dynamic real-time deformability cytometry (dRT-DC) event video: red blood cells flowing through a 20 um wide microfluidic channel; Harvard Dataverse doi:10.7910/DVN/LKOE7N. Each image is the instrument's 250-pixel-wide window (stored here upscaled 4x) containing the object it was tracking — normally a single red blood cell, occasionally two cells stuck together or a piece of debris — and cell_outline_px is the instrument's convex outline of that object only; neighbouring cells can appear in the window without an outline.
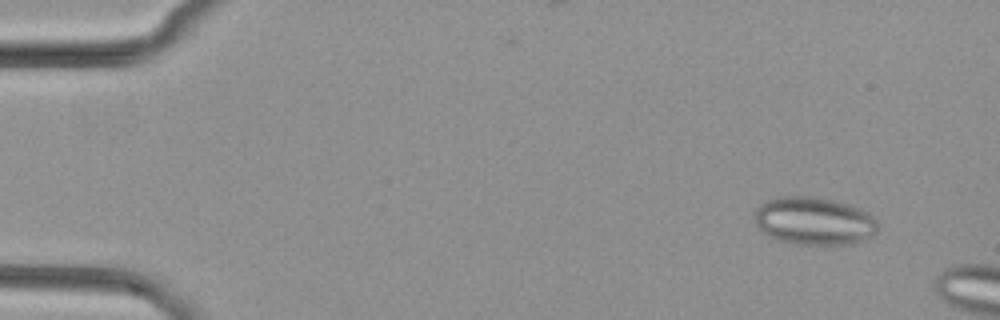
{"species": "common noctule bat (a hibernating species)", "species_latin": "Nyctalus noctula", "temperature_condition": "cold", "stored_images_in_passage": 15, "camera_frame_rate_fps": 3000, "um_per_image_px": 0.085, "animal": {"sex": "female", "body_mass_g": 29.2, "forearm_length_mm": 56.3}, "frame": {"image": 1, "passage_image": 5, "time_ms": 1.333, "image_size_px": [1000, 320], "cell_outline_px": [[876, 232], [868, 240], [852, 244], [800, 244], [776, 240], [760, 232], [752, 216], [752, 212], [760, 204], [776, 196], [816, 196], [848, 204], [860, 208], [868, 212], [876, 220]], "centroid_in_image_um": [69.15, 18.78], "position_along_channel_um": 15.9, "area_um2": 34.97}}